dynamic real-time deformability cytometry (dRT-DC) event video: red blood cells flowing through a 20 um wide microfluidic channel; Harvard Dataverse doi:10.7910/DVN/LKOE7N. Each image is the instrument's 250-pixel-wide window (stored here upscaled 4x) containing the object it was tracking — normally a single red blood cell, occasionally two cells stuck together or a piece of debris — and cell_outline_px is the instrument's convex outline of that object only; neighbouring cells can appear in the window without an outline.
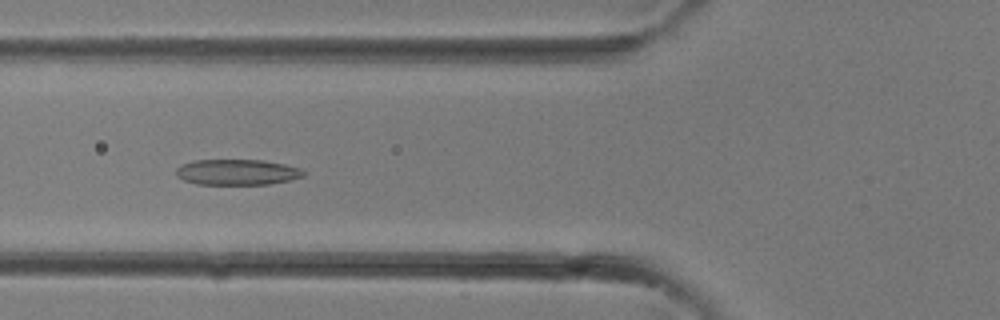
{"species": "common noctule bat (a hibernating species)", "species_latin": "Nyctalus noctula", "temperature_condition": "room temperature", "stored_images_in_passage": 33, "camera_frame_rate_fps": 3000, "um_per_image_px": 0.085, "animal": {"sex": "female"}, "frame": {"image": 1, "passage_image": 12, "time_ms": 3.667, "image_size_px": [1000, 320], "cell_outline_px": [[308, 172], [304, 176], [288, 180], [268, 184], [196, 184], [184, 180], [176, 176], [176, 168], [180, 164], [196, 160], [264, 160], [284, 164], [300, 168]], "centroid_in_image_um": [20.15, 14.62], "position_along_channel_um": 105.6, "area_um2": 19.13}}
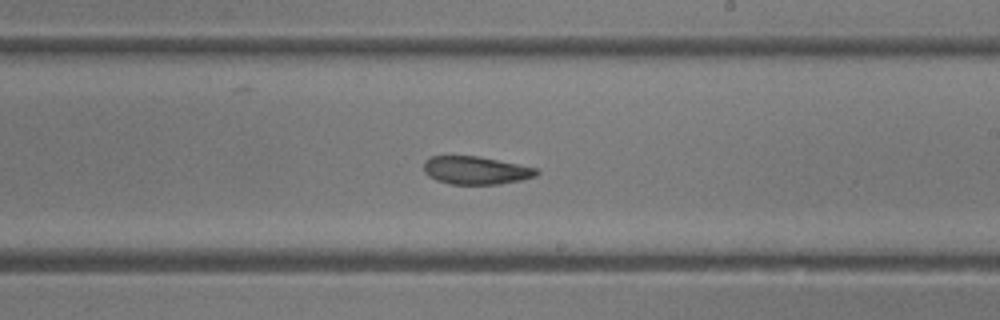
{"frame": {"image": 2, "passage_image": 19, "time_ms": 6.0, "image_size_px": [1000, 320], "cell_outline_px": [[540, 172], [536, 176], [520, 180], [500, 184], [452, 184], [436, 180], [428, 176], [424, 172], [424, 160], [432, 156], [480, 156], [540, 168]], "centroid_in_image_um": [40.48, 14.47], "position_along_channel_um": 248.5, "area_um2": 18.61}}
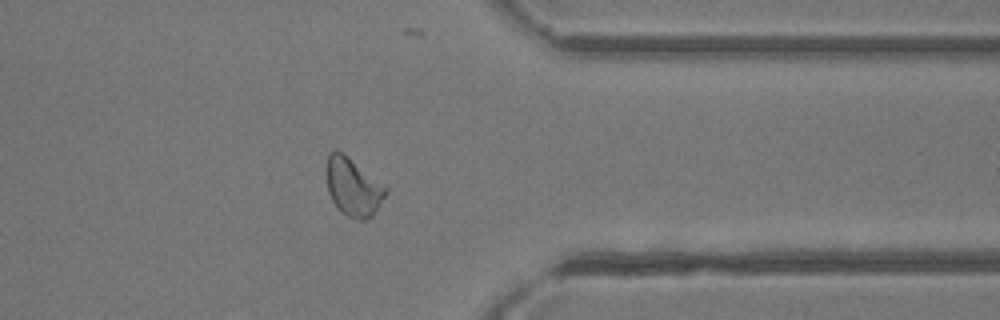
{"frame": {"image": 3, "passage_image": 26, "time_ms": 8.333, "image_size_px": [1000, 320], "cell_outline_px": [[388, 192], [372, 216], [364, 220], [360, 220], [348, 216], [340, 212], [332, 200], [328, 192], [328, 152], [336, 148], [384, 184], [388, 188]], "centroid_in_image_um": [30.03, 15.91], "position_along_channel_um": 381.4, "area_um2": 19.77}}